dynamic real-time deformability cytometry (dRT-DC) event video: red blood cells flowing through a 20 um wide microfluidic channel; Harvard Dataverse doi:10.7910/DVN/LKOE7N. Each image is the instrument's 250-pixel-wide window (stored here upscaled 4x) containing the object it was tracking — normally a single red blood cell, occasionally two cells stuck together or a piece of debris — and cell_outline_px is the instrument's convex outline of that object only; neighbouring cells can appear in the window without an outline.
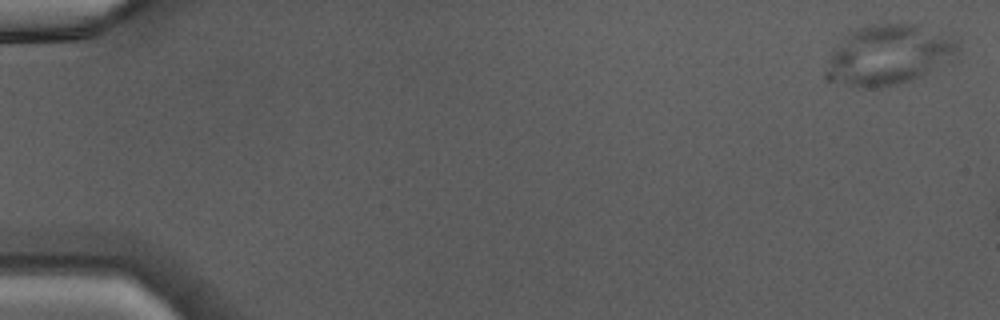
{"species": "Egyptian fruit bat (a non-hibernating species)", "species_latin": "Rousettus aegyptiacus", "temperature_condition": "warm", "stored_images_in_passage": 10, "camera_frame_rate_fps": 3000, "um_per_image_px": 0.085, "animal": {"sex": "male"}, "frame": {"image": 1, "passage_image": 1, "time_ms": 0.0, "image_size_px": [1000, 320], "cell_outline_px": [[960, 52], [928, 72], [920, 76], [908, 80], [880, 88], [864, 88], [848, 84], [844, 80], [828, 60], [832, 52], [844, 36], [856, 28], [876, 24], [916, 24], [960, 36]], "centroid_in_image_um": [75.77, 4.56], "position_along_channel_um": 9.2, "area_um2": 44.51}}